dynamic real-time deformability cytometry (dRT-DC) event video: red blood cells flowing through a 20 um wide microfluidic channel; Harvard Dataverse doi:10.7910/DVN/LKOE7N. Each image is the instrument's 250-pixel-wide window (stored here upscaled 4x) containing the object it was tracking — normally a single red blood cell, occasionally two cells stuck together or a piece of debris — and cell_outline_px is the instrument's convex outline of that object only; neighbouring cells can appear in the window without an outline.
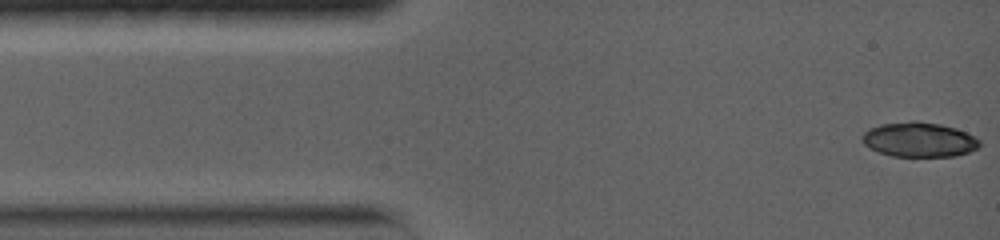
{"species": "common noctule bat (a hibernating species)", "species_latin": "Nyctalus noctula", "temperature_condition": "warm", "stored_images_in_passage": 8, "camera_frame_rate_fps": 5000, "um_per_image_px": 0.085, "animal": {"sex": "female", "body_mass_g": 19.0, "forearm_length_mm": 56.7}, "frame": {"image": 1, "passage_image": 1, "time_ms": 0.0, "image_size_px": [1000, 240], "cell_outline_px": [[980, 148], [956, 156], [892, 156], [868, 148], [860, 140], [860, 136], [868, 128], [880, 124], [912, 120], [916, 120], [940, 124], [956, 128], [980, 140]], "centroid_in_image_um": [78.08, 11.86], "position_along_channel_um": 6.9, "area_um2": 23.99}}